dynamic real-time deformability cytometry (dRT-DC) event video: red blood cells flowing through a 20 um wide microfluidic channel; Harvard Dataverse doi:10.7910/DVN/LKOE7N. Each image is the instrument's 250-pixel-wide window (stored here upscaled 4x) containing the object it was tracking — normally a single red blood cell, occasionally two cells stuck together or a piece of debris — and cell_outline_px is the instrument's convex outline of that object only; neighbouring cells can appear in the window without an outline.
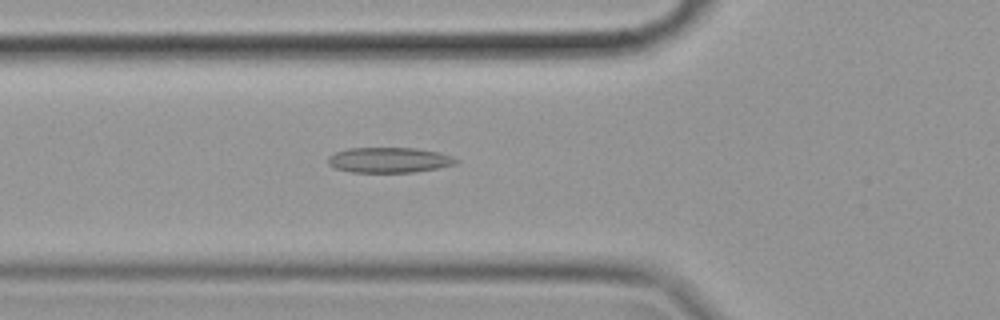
{"species": "common noctule bat (a hibernating species)", "species_latin": "Nyctalus noctula", "temperature_condition": "cold", "stored_images_in_passage": 56, "camera_frame_rate_fps": 3000, "um_per_image_px": 0.085, "animal": {"sex": "female", "body_mass_g": 19.9}, "frame": {"image": 1, "passage_image": 19, "time_ms": 6.0, "image_size_px": [1000, 320], "cell_outline_px": [[460, 160], [456, 164], [436, 168], [412, 172], [352, 172], [336, 168], [328, 164], [328, 156], [336, 152], [348, 148], [416, 148], [440, 152], [452, 156]], "centroid_in_image_um": [33.09, 13.59], "position_along_channel_um": 92.7, "area_um2": 18.84}}
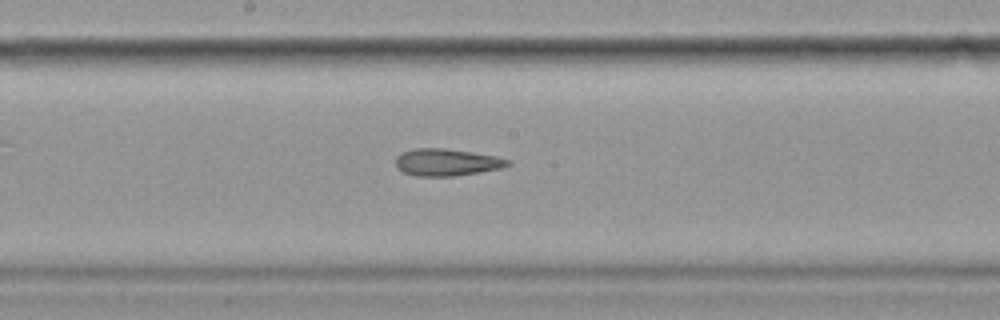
{"frame": {"image": 2, "passage_image": 29, "time_ms": 9.333, "image_size_px": [1000, 320], "cell_outline_px": [[512, 164], [500, 168], [480, 172], [456, 176], [416, 176], [404, 172], [396, 168], [396, 156], [400, 152], [412, 148], [444, 148], [472, 152], [496, 156], [512, 160]], "centroid_in_image_um": [37.96, 13.79], "position_along_channel_um": 210.2, "area_um2": 17.92}}
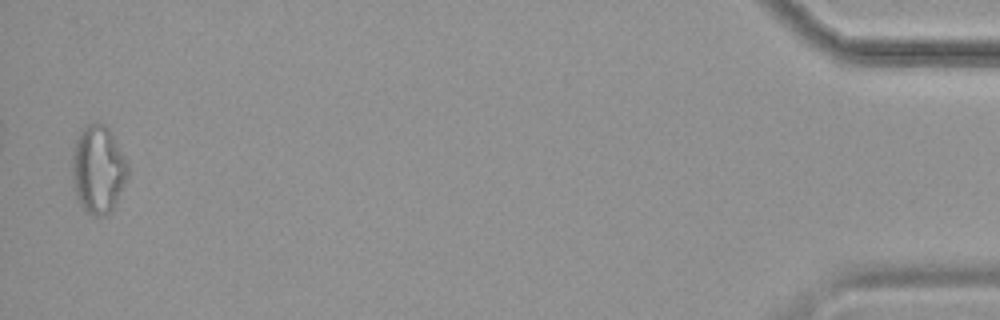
{"frame": {"image": 3, "passage_image": 55, "time_ms": 18.0, "image_size_px": [1000, 320], "cell_outline_px": [[128, 176], [112, 208], [104, 216], [96, 216], [88, 212], [80, 204], [76, 196], [72, 176], [72, 156], [76, 140], [80, 132], [88, 124], [104, 124], [108, 128], [124, 156], [128, 164]], "centroid_in_image_um": [8.33, 14.4], "position_along_channel_um": 426.9, "area_um2": 27.86}, "authors_computed_cell_mechanics": {"area_um2": 19.2474, "velocity_mm_per_s": 3.5236, "shape_relaxation_time_tau1_ms": null, "shape_relaxation_time_tau2_ms": 3.5302, "deformation_change_tau1": null, "deformation_change_tau2": 0.1296}}